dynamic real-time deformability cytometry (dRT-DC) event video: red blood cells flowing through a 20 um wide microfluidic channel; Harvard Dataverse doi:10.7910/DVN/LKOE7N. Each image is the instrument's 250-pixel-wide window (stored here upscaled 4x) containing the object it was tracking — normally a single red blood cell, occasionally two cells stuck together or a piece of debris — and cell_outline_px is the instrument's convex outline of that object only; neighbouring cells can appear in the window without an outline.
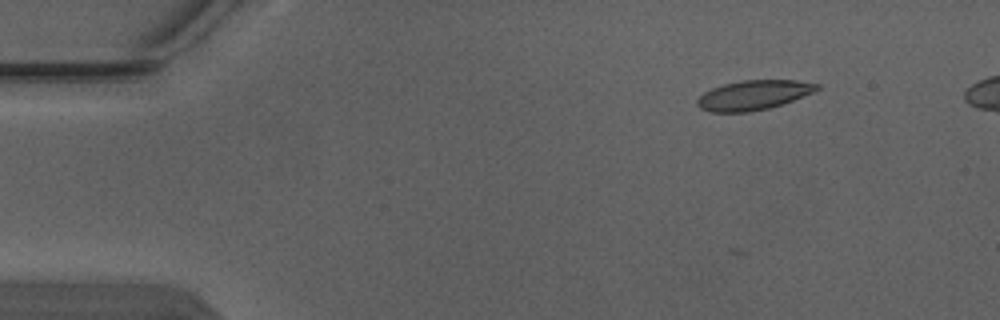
{"species": "Egyptian fruit bat (a non-hibernating species)", "species_latin": "Rousettus aegyptiacus", "temperature_condition": "warm", "stored_images_in_passage": 5, "camera_frame_rate_fps": 3000, "um_per_image_px": 0.085, "animal": {"sex": "male"}, "frame": {"image": 1, "passage_image": 2, "time_ms": 0.333, "image_size_px": [1000, 320], "cell_outline_px": [[820, 88], [816, 92], [768, 108], [748, 112], [712, 112], [700, 108], [696, 104], [696, 100], [704, 92], [712, 88], [724, 84], [744, 80], [796, 80], [820, 84]], "centroid_in_image_um": [64.06, 8.08], "position_along_channel_um": 20.9, "area_um2": 20.58}}